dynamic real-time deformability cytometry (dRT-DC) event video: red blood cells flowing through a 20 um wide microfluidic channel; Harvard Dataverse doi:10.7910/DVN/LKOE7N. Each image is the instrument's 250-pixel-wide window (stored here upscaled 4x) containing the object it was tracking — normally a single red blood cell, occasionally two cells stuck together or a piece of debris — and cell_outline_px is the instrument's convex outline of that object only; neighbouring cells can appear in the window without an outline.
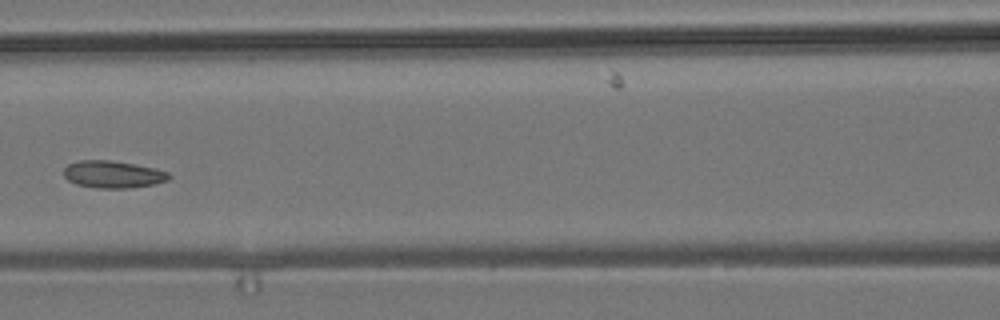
{"species": "common noctule bat (a hibernating species)", "species_latin": "Nyctalus noctula", "temperature_condition": "room temperature", "stored_images_in_passage": 5, "camera_frame_rate_fps": 3000, "um_per_image_px": 0.085, "animal": {"sex": "male", "body_mass_g": 19.2, "forearm_length_mm": 51.8}, "frame": {"image": 1, "passage_image": 3, "time_ms": 2.333, "image_size_px": [1000, 320], "cell_outline_px": [[172, 176], [168, 180], [152, 184], [128, 188], [96, 188], [76, 184], [68, 180], [64, 176], [64, 168], [68, 164], [80, 160], [112, 160], [156, 168], [168, 172]], "centroid_in_image_um": [9.6, 14.81], "position_along_channel_um": 157.0, "area_um2": 16.7}}
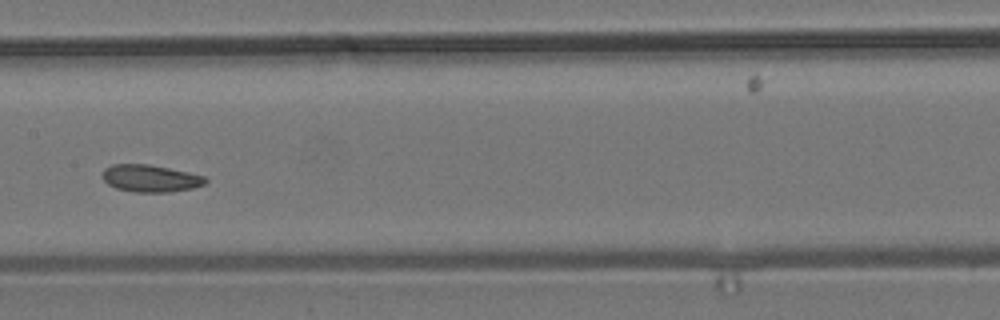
{"frame": {"image": 2, "passage_image": 4, "time_ms": 3.333, "image_size_px": [1000, 320], "cell_outline_px": [[208, 180], [204, 184], [192, 188], [172, 192], [132, 192], [116, 188], [108, 184], [100, 176], [104, 168], [112, 164], [148, 164], [188, 172], [204, 176]], "centroid_in_image_um": [12.74, 15.16], "position_along_channel_um": 194.7, "area_um2": 16.42}}